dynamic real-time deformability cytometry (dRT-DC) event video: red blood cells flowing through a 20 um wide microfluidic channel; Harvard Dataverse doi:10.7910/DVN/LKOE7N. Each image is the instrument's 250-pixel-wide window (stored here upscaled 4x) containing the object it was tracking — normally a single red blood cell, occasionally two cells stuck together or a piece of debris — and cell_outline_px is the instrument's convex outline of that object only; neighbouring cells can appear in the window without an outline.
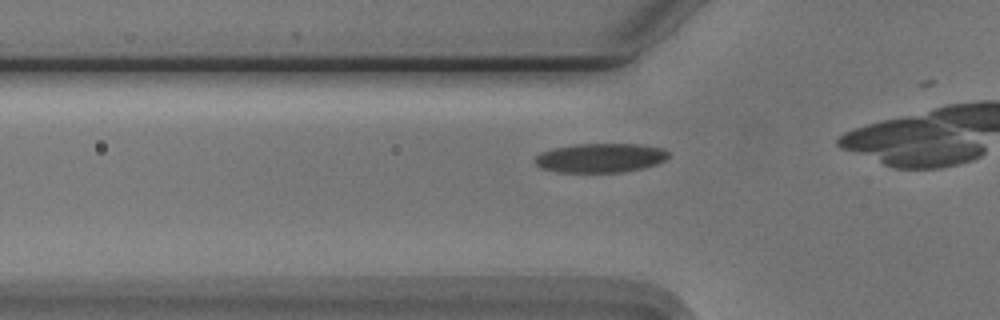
{"species": "Egyptian fruit bat (a non-hibernating species)", "species_latin": "Rousettus aegyptiacus", "temperature_condition": "cold", "stored_images_in_passage": 12, "camera_frame_rate_fps": 3000, "um_per_image_px": 0.085, "animal": {"sex": "male"}, "frame": {"image": 1, "passage_image": 7, "time_ms": 2.0, "image_size_px": [1000, 320], "cell_outline_px": [[668, 156], [664, 160], [656, 164], [624, 172], [556, 172], [540, 168], [532, 160], [540, 152], [552, 148], [576, 144], [640, 144], [664, 148], [668, 152]], "centroid_in_image_um": [50.98, 13.41], "position_along_channel_um": 74.8, "area_um2": 22.83}}